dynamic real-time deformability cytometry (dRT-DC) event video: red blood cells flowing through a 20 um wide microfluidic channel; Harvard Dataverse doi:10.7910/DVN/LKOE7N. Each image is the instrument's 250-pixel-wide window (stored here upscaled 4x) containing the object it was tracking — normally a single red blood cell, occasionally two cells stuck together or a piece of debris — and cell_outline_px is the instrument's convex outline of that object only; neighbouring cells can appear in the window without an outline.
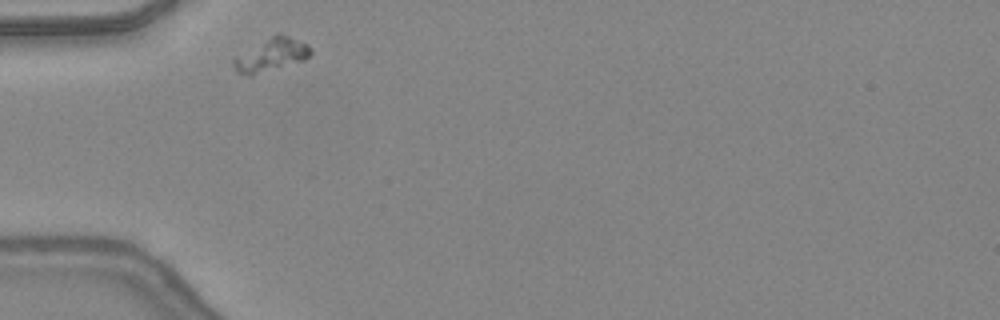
{"species": "common noctule bat (a hibernating species)", "species_latin": "Nyctalus noctula", "temperature_condition": "warm", "stored_images_in_passage": 29, "camera_frame_rate_fps": 3000, "um_per_image_px": 0.085, "animal": {"sex": "female", "body_mass_g": 24.6, "forearm_length_mm": 56.2}, "frame": {"image": 1, "passage_image": 1, "time_ms": 0.0, "image_size_px": [1000, 320], "cell_outline_px": [[312, 52], [304, 60], [252, 76], [248, 76], [240, 72], [236, 68], [232, 60], [236, 56], [276, 32], [288, 36], [308, 44], [312, 48]], "centroid_in_image_um": [23.09, 4.65], "position_along_channel_um": 61.9, "area_um2": 14.68}}
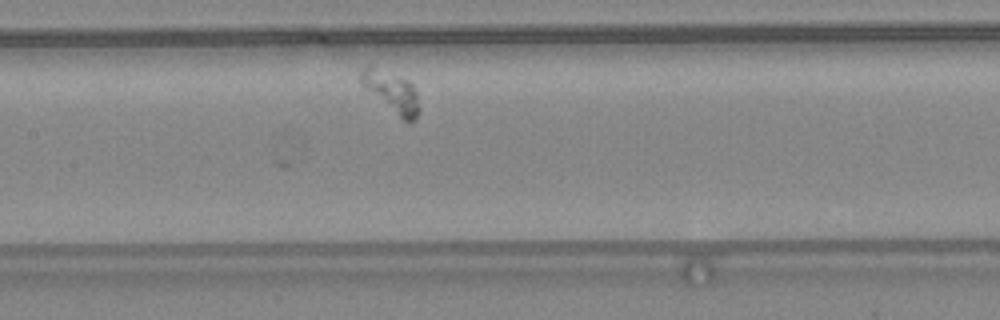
{"frame": {"image": 2, "passage_image": 10, "time_ms": 3.0, "image_size_px": [1000, 320], "cell_outline_px": [[420, 112], [416, 120], [412, 124], [408, 124], [364, 88], [360, 80], [360, 72], [368, 64], [408, 80], [412, 84], [416, 92], [420, 108]], "centroid_in_image_um": [33.32, 7.85], "position_along_channel_um": 174.1, "area_um2": 14.05}}
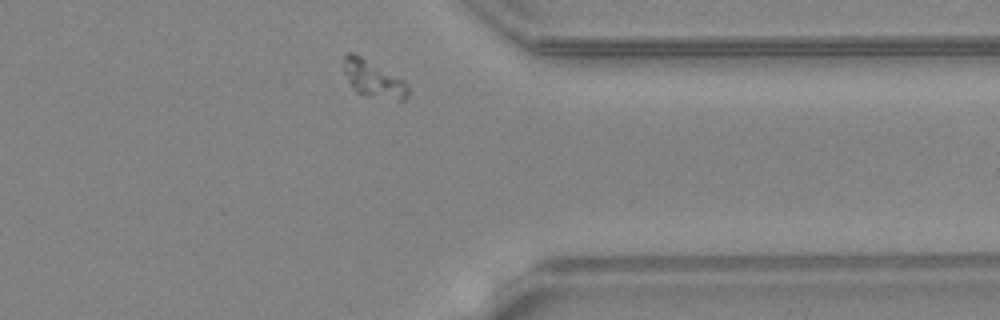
{"frame": {"image": 3, "passage_image": 26, "time_ms": 8.333, "image_size_px": [1000, 320], "cell_outline_px": [[408, 96], [400, 104], [356, 92], [352, 88], [344, 72], [344, 56], [348, 52], [352, 52], [360, 56], [404, 80], [408, 84]], "centroid_in_image_um": [31.78, 6.78], "position_along_channel_um": 379.6, "area_um2": 13.99}}